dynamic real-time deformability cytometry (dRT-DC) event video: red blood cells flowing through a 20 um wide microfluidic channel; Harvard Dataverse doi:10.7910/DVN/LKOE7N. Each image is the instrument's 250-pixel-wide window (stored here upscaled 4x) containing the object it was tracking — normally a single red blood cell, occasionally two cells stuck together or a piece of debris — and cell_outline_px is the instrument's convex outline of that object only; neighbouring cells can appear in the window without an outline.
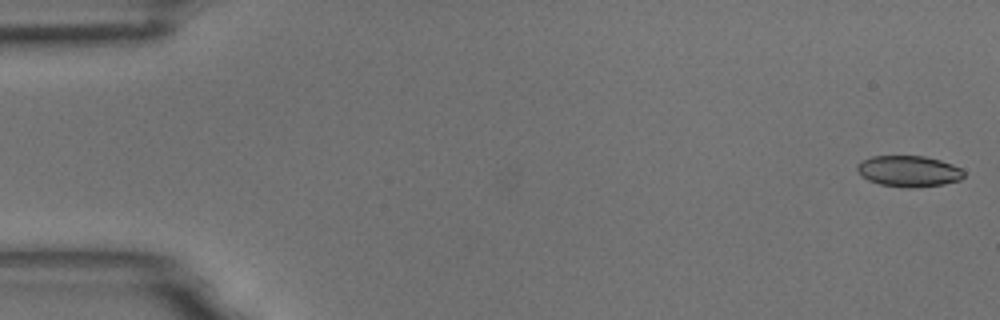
{"species": "common noctule bat (a hibernating species)", "species_latin": "Nyctalus noctula", "temperature_condition": "room temperature", "stored_images_in_passage": 57, "segment_of_instrument_passage": [1, 2], "camera_frame_rate_fps": 3000, "um_per_image_px": 0.085, "animal": {"sex": "male", "body_mass_g": 18.8}, "frame": {"image": 1, "passage_image": 1, "time_ms": 0.0, "image_size_px": [1000, 320], "cell_outline_px": [[964, 176], [960, 180], [944, 184], [912, 188], [908, 188], [880, 184], [868, 180], [860, 176], [856, 168], [856, 164], [872, 156], [924, 156], [940, 160], [952, 164], [960, 168], [964, 172]], "centroid_in_image_um": [77.23, 14.55], "position_along_channel_um": 7.8, "area_um2": 19.36}}
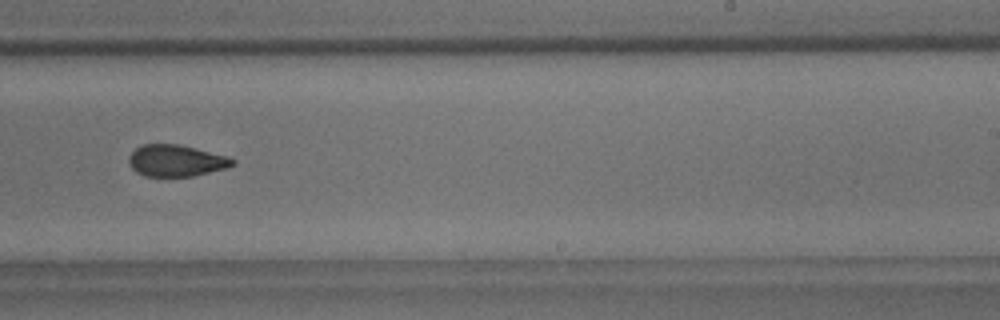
{"frame": {"image": 2, "passage_image": 35, "time_ms": 11.333, "image_size_px": [1000, 320], "cell_outline_px": [[236, 164], [228, 168], [192, 176], [144, 176], [136, 172], [132, 168], [128, 160], [128, 156], [136, 148], [144, 144], [180, 144], [228, 156], [236, 160]], "centroid_in_image_um": [15.0, 13.65], "position_along_channel_um": 274.0, "area_um2": 19.25}}
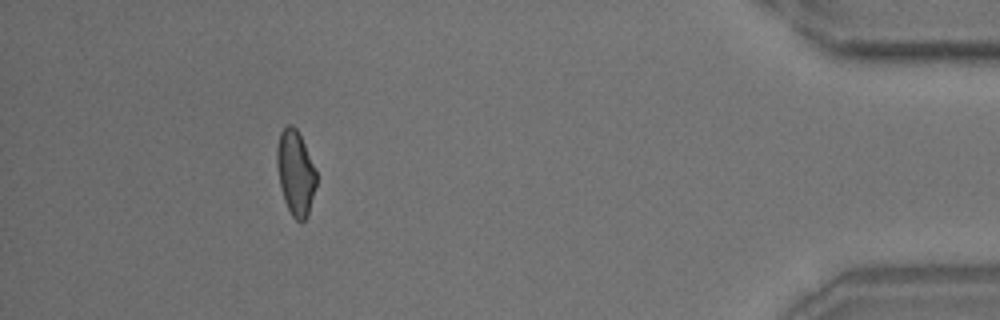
{"frame": {"image": 3, "passage_image": 51, "time_ms": 16.667, "image_size_px": [1000, 320], "cell_outline_px": [[316, 184], [308, 216], [300, 224], [292, 216], [284, 200], [280, 184], [276, 164], [276, 148], [280, 132], [288, 124], [292, 124], [296, 128], [304, 144], [316, 172]], "centroid_in_image_um": [25.1, 14.7], "position_along_channel_um": 410.1, "area_um2": 19.36}}